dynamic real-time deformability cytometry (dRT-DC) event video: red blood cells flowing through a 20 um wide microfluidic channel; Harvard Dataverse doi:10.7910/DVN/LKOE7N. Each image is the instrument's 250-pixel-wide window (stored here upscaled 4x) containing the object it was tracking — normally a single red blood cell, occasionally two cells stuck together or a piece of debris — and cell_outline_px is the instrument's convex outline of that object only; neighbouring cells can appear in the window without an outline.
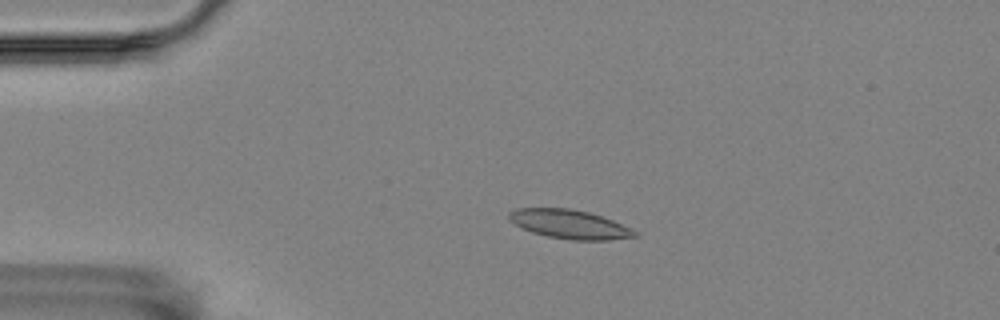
{"species": "Egyptian fruit bat (a non-hibernating species)", "species_latin": "Rousettus aegyptiacus", "temperature_condition": "room temperature", "stored_images_in_passage": 47, "camera_frame_rate_fps": 3000, "um_per_image_px": 0.085, "animal": {"sex": "female"}, "frame": {"image": 1, "passage_image": 3, "time_ms": 0.667, "image_size_px": [1000, 320], "cell_outline_px": [[640, 236], [608, 240], [572, 240], [548, 236], [532, 232], [508, 220], [508, 212], [516, 208], [568, 208], [588, 212], [612, 220], [632, 228], [640, 232]], "centroid_in_image_um": [48.45, 19.06], "position_along_channel_um": 36.6, "area_um2": 21.21}}
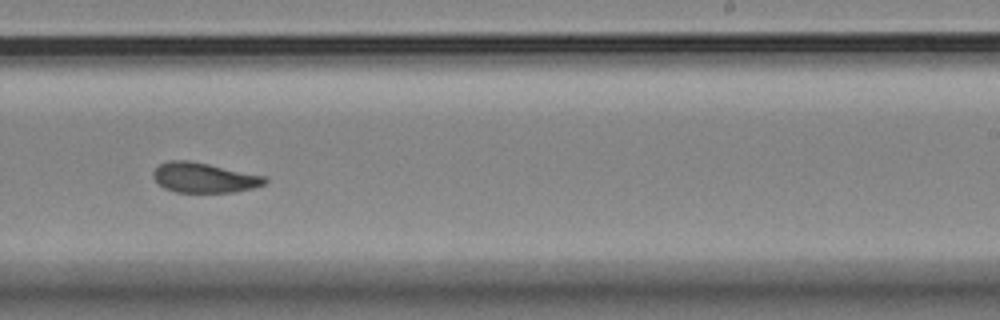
{"frame": {"image": 2, "passage_image": 26, "time_ms": 8.333, "image_size_px": [1000, 320], "cell_outline_px": [[268, 180], [264, 184], [256, 188], [236, 192], [176, 192], [164, 188], [152, 176], [152, 172], [160, 164], [168, 160], [188, 160], [268, 176]], "centroid_in_image_um": [17.39, 15.1], "position_along_channel_um": 271.6, "area_um2": 19.65}}
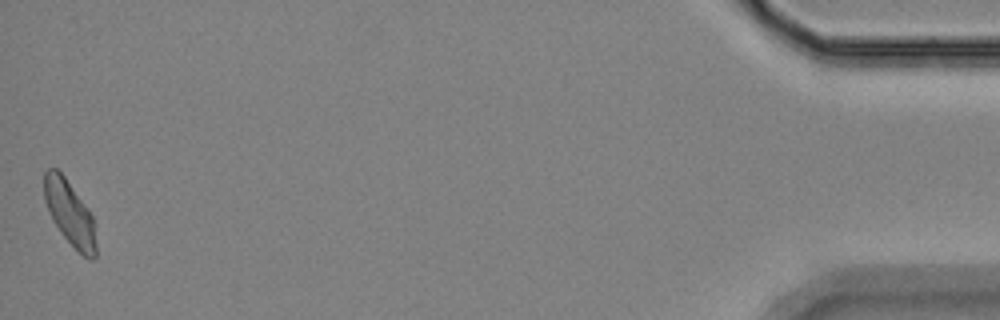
{"frame": {"image": 3, "passage_image": 47, "time_ms": 15.333, "image_size_px": [1000, 320], "cell_outline_px": [[96, 256], [92, 260], [88, 260], [60, 232], [52, 220], [44, 200], [44, 172], [48, 168], [56, 168], [64, 176], [88, 208], [92, 216], [96, 244]], "centroid_in_image_um": [5.91, 18.1], "position_along_channel_um": 429.3, "area_um2": 19.31}, "authors_computed_cell_mechanics": {"area_um2": 20.0566, "velocity_mm_per_s": 3.5262, "shape_relaxation_time_tau1_ms": 8.8846, "shape_relaxation_time_tau2_ms": 1.8477, "deformation_change_tau1": 0.1707, "deformation_change_tau2": 0.0519}}